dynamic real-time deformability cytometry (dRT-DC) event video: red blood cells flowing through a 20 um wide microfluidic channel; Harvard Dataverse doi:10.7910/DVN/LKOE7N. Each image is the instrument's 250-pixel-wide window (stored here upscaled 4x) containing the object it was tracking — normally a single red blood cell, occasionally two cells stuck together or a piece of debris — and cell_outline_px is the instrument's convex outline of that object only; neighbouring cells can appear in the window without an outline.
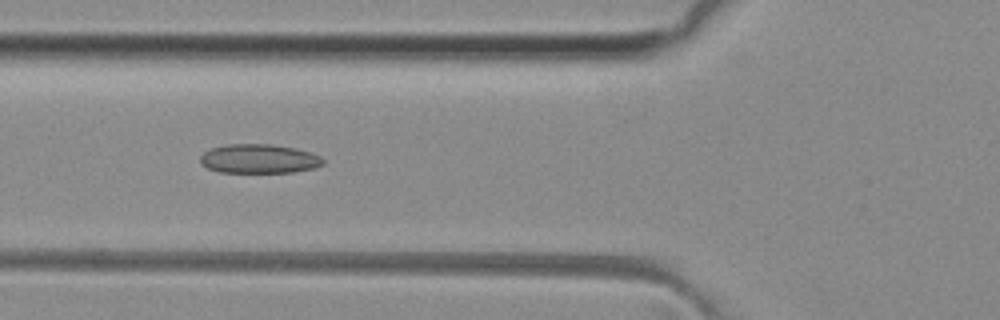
{"species": "common noctule bat (a hibernating species)", "species_latin": "Nyctalus noctula", "temperature_condition": "room temperature", "stored_images_in_passage": 25, "camera_frame_rate_fps": 3000, "um_per_image_px": 0.085, "animal": {"sex": "female", "body_mass_g": 29.2, "forearm_length_mm": 56.3}, "frame": {"image": 1, "passage_image": 8, "time_ms": 2.333, "image_size_px": [1000, 320], "cell_outline_px": [[324, 164], [316, 168], [292, 172], [220, 172], [208, 168], [200, 164], [200, 156], [204, 152], [212, 148], [228, 144], [272, 144], [296, 148], [312, 152], [320, 156], [324, 160]], "centroid_in_image_um": [22.05, 13.49], "position_along_channel_um": 103.8, "area_um2": 20.98}}
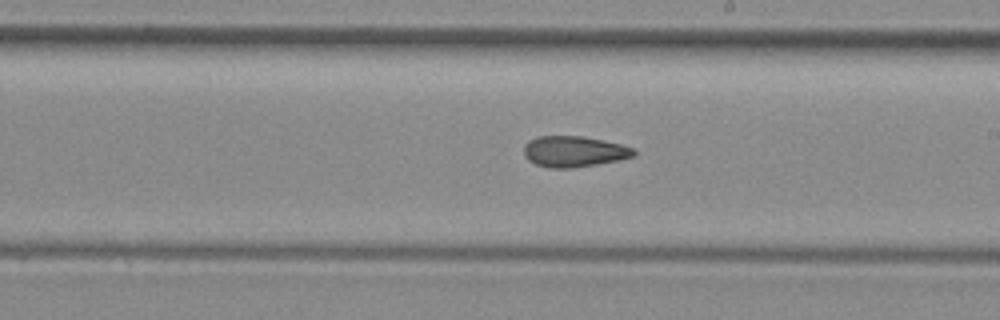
{"frame": {"image": 2, "passage_image": 18, "time_ms": 5.667, "image_size_px": [1000, 320], "cell_outline_px": [[636, 152], [632, 156], [620, 160], [572, 168], [548, 168], [536, 164], [528, 160], [524, 156], [524, 144], [528, 140], [536, 136], [580, 136], [604, 140], [636, 148]], "centroid_in_image_um": [48.77, 12.87], "position_along_channel_um": 240.2, "area_um2": 19.94}}
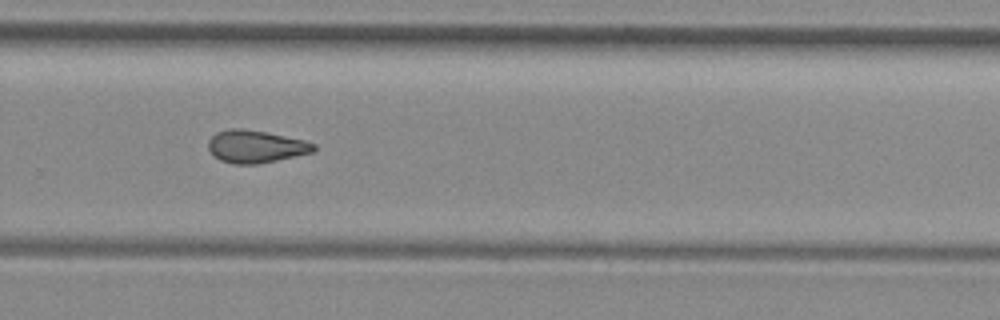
{"frame": {"image": 3, "passage_image": 23, "time_ms": 7.333, "image_size_px": [1000, 320], "cell_outline_px": [[316, 148], [312, 152], [260, 164], [232, 164], [220, 160], [208, 148], [208, 140], [216, 132], [232, 128], [240, 128], [268, 132], [304, 140], [316, 144]], "centroid_in_image_um": [21.73, 12.45], "position_along_channel_um": 308.1, "area_um2": 20.0}}